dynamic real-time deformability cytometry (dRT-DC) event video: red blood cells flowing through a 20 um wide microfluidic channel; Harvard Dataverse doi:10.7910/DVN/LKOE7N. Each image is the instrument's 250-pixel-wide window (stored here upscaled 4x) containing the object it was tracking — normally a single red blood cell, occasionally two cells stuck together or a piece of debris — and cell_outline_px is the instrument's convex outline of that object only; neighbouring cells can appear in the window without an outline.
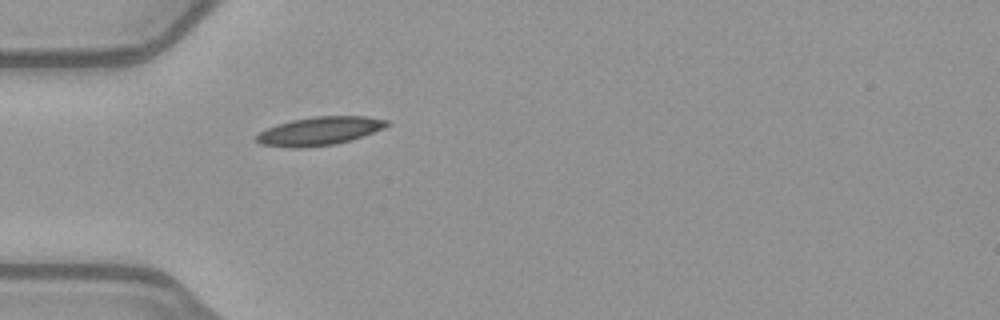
{"species": "common noctule bat (a hibernating species)", "species_latin": "Nyctalus noctula", "temperature_condition": "warm", "stored_images_in_passage": 37, "camera_frame_rate_fps": 3000, "um_per_image_px": 0.085, "animal": {"sex": "female", "body_mass_g": 21.9}, "frame": {"image": 1, "passage_image": 1, "time_ms": 0.0, "image_size_px": [1000, 320], "cell_outline_px": [[388, 124], [384, 128], [336, 144], [296, 148], [292, 148], [260, 144], [256, 140], [256, 136], [260, 132], [276, 124], [292, 120], [316, 116], [364, 116], [388, 120]], "centroid_in_image_um": [27.12, 11.13], "position_along_channel_um": 57.9, "area_um2": 21.21}}
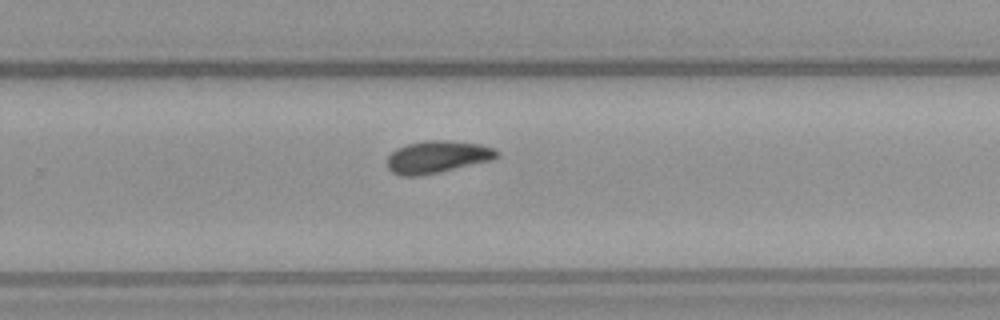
{"frame": {"image": 2, "passage_image": 19, "time_ms": 6.0, "image_size_px": [1000, 320], "cell_outline_px": [[500, 156], [496, 160], [416, 176], [400, 176], [392, 172], [388, 168], [388, 156], [396, 148], [408, 144], [428, 140], [448, 140], [480, 144], [496, 148], [500, 152]], "centroid_in_image_um": [37.24, 13.33], "position_along_channel_um": 292.6, "area_um2": 20.75}}
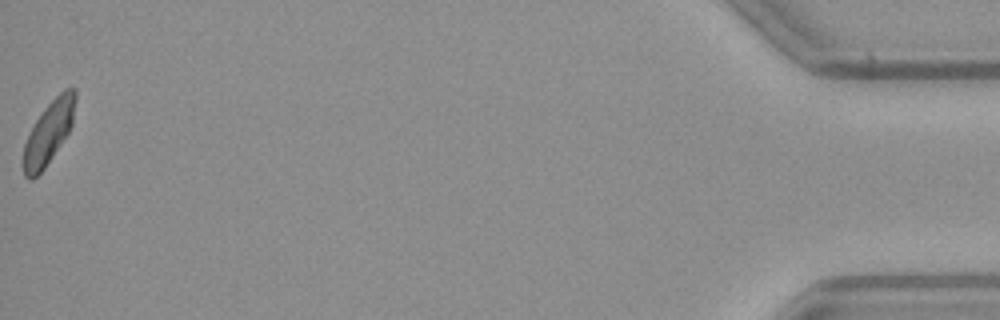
{"frame": {"image": 3, "passage_image": 37, "time_ms": 12.0, "image_size_px": [1000, 320], "cell_outline_px": [[76, 100], [72, 124], [68, 132], [44, 168], [32, 180], [28, 180], [24, 176], [24, 144], [36, 120], [44, 108], [64, 88], [76, 88]], "centroid_in_image_um": [4.15, 11.24], "position_along_channel_um": 431.0, "area_um2": 18.55}, "authors_computed_cell_mechanics": {"area_um2": 20.2878, "velocity_mm_per_s": 3.9937, "shape_relaxation_time_tau1_ms": 8.6333, "shape_relaxation_time_tau2_ms": null, "deformation_change_tau1": 0.1667, "deformation_change_tau2": null}}